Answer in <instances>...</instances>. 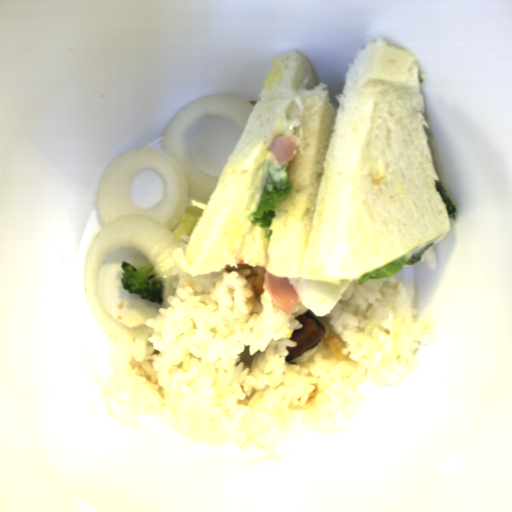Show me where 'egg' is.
I'll use <instances>...</instances> for the list:
<instances>
[{"label":"egg","instance_id":"egg-1","mask_svg":"<svg viewBox=\"0 0 512 512\" xmlns=\"http://www.w3.org/2000/svg\"><path fill=\"white\" fill-rule=\"evenodd\" d=\"M298 293L299 302L310 310L315 317H324L332 312L353 280H341L339 285L321 281L288 277Z\"/></svg>","mask_w":512,"mask_h":512}]
</instances>
